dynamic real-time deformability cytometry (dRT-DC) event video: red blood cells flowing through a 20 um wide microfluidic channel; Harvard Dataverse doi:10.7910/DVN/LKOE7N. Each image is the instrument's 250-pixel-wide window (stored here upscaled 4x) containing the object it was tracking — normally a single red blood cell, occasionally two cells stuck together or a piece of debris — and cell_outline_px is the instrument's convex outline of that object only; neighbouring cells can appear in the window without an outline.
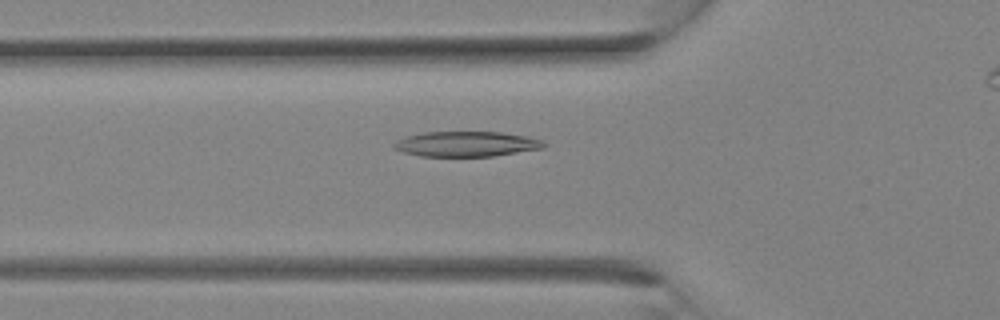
{"species": "Egyptian fruit bat (a non-hibernating species)", "species_latin": "Rousettus aegyptiacus", "temperature_condition": "room temperature", "stored_images_in_passage": 4, "camera_frame_rate_fps": 3000, "um_per_image_px": 0.085, "animal": {"sex": "female"}, "frame": {"image": 1, "passage_image": 3, "time_ms": 2.333, "image_size_px": [1000, 320], "cell_outline_px": [[548, 144], [544, 148], [492, 156], [420, 156], [404, 152], [392, 148], [392, 144], [396, 140], [408, 136], [424, 132], [500, 132], [528, 136], [544, 140]], "centroid_in_image_um": [39.67, 12.23], "position_along_channel_um": 86.1, "area_um2": 22.08}}